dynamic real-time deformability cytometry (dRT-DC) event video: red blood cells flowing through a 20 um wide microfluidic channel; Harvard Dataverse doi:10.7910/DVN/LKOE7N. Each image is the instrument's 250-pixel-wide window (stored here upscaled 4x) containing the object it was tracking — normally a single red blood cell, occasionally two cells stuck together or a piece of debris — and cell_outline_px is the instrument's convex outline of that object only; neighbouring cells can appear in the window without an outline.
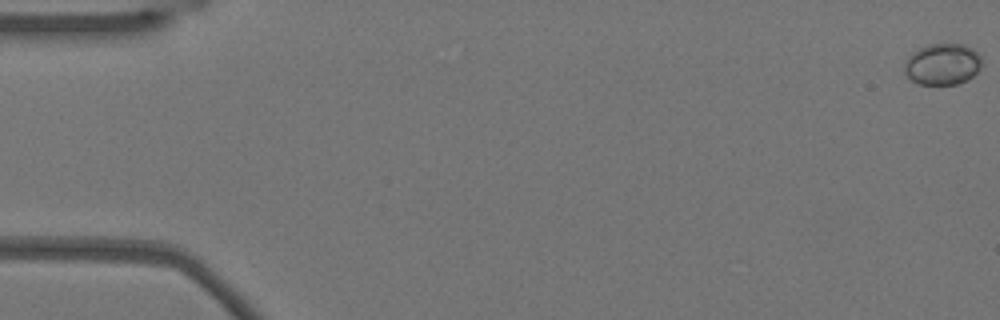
{"species": "Egyptian fruit bat (a non-hibernating species)", "species_latin": "Rousettus aegyptiacus", "temperature_condition": "warm", "stored_images_in_passage": 17, "camera_frame_rate_fps": 3000, "um_per_image_px": 0.085, "animal": {"sex": "female"}, "frame": {"image": 1, "passage_image": 1, "time_ms": 0.0, "image_size_px": [1000, 320], "cell_outline_px": [[980, 68], [968, 80], [956, 84], [920, 84], [912, 80], [904, 72], [904, 64], [908, 56], [912, 52], [928, 44], [964, 44], [972, 48], [980, 56]], "centroid_in_image_um": [80.09, 5.45], "position_along_channel_um": 4.9, "area_um2": 18.55}}
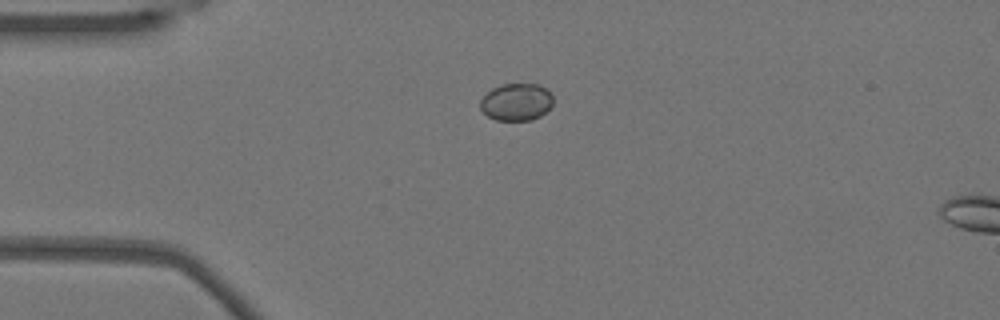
{"frame": {"image": 2, "passage_image": 14, "time_ms": 4.333, "image_size_px": [1000, 320], "cell_outline_px": [[552, 104], [540, 116], [532, 120], [496, 120], [488, 116], [480, 108], [480, 100], [492, 88], [504, 84], [540, 84], [548, 88], [552, 92]], "centroid_in_image_um": [43.91, 8.66], "position_along_channel_um": 41.1, "area_um2": 15.84}}